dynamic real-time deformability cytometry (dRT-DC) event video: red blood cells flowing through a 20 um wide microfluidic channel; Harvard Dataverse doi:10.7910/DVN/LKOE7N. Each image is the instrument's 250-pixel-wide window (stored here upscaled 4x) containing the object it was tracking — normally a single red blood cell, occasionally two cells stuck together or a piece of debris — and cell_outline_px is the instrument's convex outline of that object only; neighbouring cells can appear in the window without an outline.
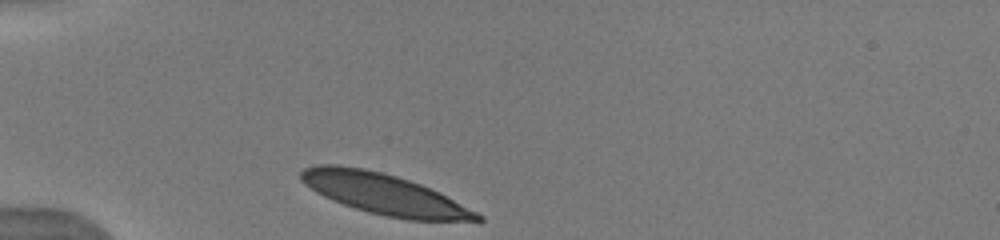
{"species": "human", "species_latin": "Homo sapiens", "temperature_condition": "warm", "stored_images_in_passage": 52, "camera_frame_rate_fps": 3000, "um_per_image_px": 0.085, "donor": {"sex": "male"}, "frame": {"image": 1, "passage_image": 1, "time_ms": 0.0, "image_size_px": [1000, 240], "cell_outline_px": [[484, 220], [480, 224], [408, 220], [384, 216], [368, 212], [332, 200], [316, 192], [304, 184], [300, 180], [300, 172], [304, 168], [316, 164], [336, 164], [364, 168], [396, 176], [420, 184], [484, 216]], "centroid_in_image_um": [32.72, 16.54], "position_along_channel_um": 52.3, "area_um2": 42.19}, "authors_computed_cell_mechanics": {"area_um2": 41.2692, "velocity_mm_per_s": 3.9434, "shape_relaxation_time_tau1_ms": 1.6191, "shape_relaxation_time_tau2_ms": null, "deformation_change_tau1": 0.0788, "deformation_change_tau2": null}}